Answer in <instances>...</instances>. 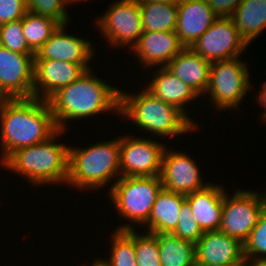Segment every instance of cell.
<instances>
[{
	"label": "cell",
	"mask_w": 266,
	"mask_h": 266,
	"mask_svg": "<svg viewBox=\"0 0 266 266\" xmlns=\"http://www.w3.org/2000/svg\"><path fill=\"white\" fill-rule=\"evenodd\" d=\"M2 164L20 148L46 141L59 129L47 100L5 99L0 105Z\"/></svg>",
	"instance_id": "obj_1"
},
{
	"label": "cell",
	"mask_w": 266,
	"mask_h": 266,
	"mask_svg": "<svg viewBox=\"0 0 266 266\" xmlns=\"http://www.w3.org/2000/svg\"><path fill=\"white\" fill-rule=\"evenodd\" d=\"M91 71L86 70L75 82L60 88L47 100L59 130L66 132V123L70 120H81L110 111L119 115L120 89Z\"/></svg>",
	"instance_id": "obj_2"
},
{
	"label": "cell",
	"mask_w": 266,
	"mask_h": 266,
	"mask_svg": "<svg viewBox=\"0 0 266 266\" xmlns=\"http://www.w3.org/2000/svg\"><path fill=\"white\" fill-rule=\"evenodd\" d=\"M64 130H58L44 142L20 148L13 152L0 166L20 174L33 185H51L67 182L69 172V147L57 144ZM55 140V141H54ZM56 142V143H55ZM45 184V185H44Z\"/></svg>",
	"instance_id": "obj_3"
},
{
	"label": "cell",
	"mask_w": 266,
	"mask_h": 266,
	"mask_svg": "<svg viewBox=\"0 0 266 266\" xmlns=\"http://www.w3.org/2000/svg\"><path fill=\"white\" fill-rule=\"evenodd\" d=\"M119 115L132 120L143 132L163 138L198 130L179 109L156 99L145 88L137 94L120 90Z\"/></svg>",
	"instance_id": "obj_4"
},
{
	"label": "cell",
	"mask_w": 266,
	"mask_h": 266,
	"mask_svg": "<svg viewBox=\"0 0 266 266\" xmlns=\"http://www.w3.org/2000/svg\"><path fill=\"white\" fill-rule=\"evenodd\" d=\"M120 174L119 137L96 142L86 148L69 147V172L66 185L81 190L105 187ZM108 182V183H107Z\"/></svg>",
	"instance_id": "obj_5"
},
{
	"label": "cell",
	"mask_w": 266,
	"mask_h": 266,
	"mask_svg": "<svg viewBox=\"0 0 266 266\" xmlns=\"http://www.w3.org/2000/svg\"><path fill=\"white\" fill-rule=\"evenodd\" d=\"M162 188L160 176L120 177L116 180L107 194L119 217L130 221L129 224L120 225L116 230H133L136 227L133 225L136 224L144 226Z\"/></svg>",
	"instance_id": "obj_6"
},
{
	"label": "cell",
	"mask_w": 266,
	"mask_h": 266,
	"mask_svg": "<svg viewBox=\"0 0 266 266\" xmlns=\"http://www.w3.org/2000/svg\"><path fill=\"white\" fill-rule=\"evenodd\" d=\"M238 58L211 62L205 96L209 94L208 101L215 104L217 111L238 108L245 95L250 93L248 63Z\"/></svg>",
	"instance_id": "obj_7"
},
{
	"label": "cell",
	"mask_w": 266,
	"mask_h": 266,
	"mask_svg": "<svg viewBox=\"0 0 266 266\" xmlns=\"http://www.w3.org/2000/svg\"><path fill=\"white\" fill-rule=\"evenodd\" d=\"M264 210V192L241 189L231 197L225 192L219 231L243 244Z\"/></svg>",
	"instance_id": "obj_8"
},
{
	"label": "cell",
	"mask_w": 266,
	"mask_h": 266,
	"mask_svg": "<svg viewBox=\"0 0 266 266\" xmlns=\"http://www.w3.org/2000/svg\"><path fill=\"white\" fill-rule=\"evenodd\" d=\"M96 21L107 43L118 48L130 46L131 51L143 34L140 6L135 0H116Z\"/></svg>",
	"instance_id": "obj_9"
},
{
	"label": "cell",
	"mask_w": 266,
	"mask_h": 266,
	"mask_svg": "<svg viewBox=\"0 0 266 266\" xmlns=\"http://www.w3.org/2000/svg\"><path fill=\"white\" fill-rule=\"evenodd\" d=\"M121 177L160 176L165 144L143 137H119Z\"/></svg>",
	"instance_id": "obj_10"
},
{
	"label": "cell",
	"mask_w": 266,
	"mask_h": 266,
	"mask_svg": "<svg viewBox=\"0 0 266 266\" xmlns=\"http://www.w3.org/2000/svg\"><path fill=\"white\" fill-rule=\"evenodd\" d=\"M248 44L242 39L231 17H218L190 48L210 62L237 58Z\"/></svg>",
	"instance_id": "obj_11"
},
{
	"label": "cell",
	"mask_w": 266,
	"mask_h": 266,
	"mask_svg": "<svg viewBox=\"0 0 266 266\" xmlns=\"http://www.w3.org/2000/svg\"><path fill=\"white\" fill-rule=\"evenodd\" d=\"M34 56L0 45V94L4 99L34 98Z\"/></svg>",
	"instance_id": "obj_12"
},
{
	"label": "cell",
	"mask_w": 266,
	"mask_h": 266,
	"mask_svg": "<svg viewBox=\"0 0 266 266\" xmlns=\"http://www.w3.org/2000/svg\"><path fill=\"white\" fill-rule=\"evenodd\" d=\"M166 148L163 154L160 173L163 189L188 195L203 189L209 184L205 183L201 178V172L193 158L185 154V152L174 151L175 149L168 150V147Z\"/></svg>",
	"instance_id": "obj_13"
},
{
	"label": "cell",
	"mask_w": 266,
	"mask_h": 266,
	"mask_svg": "<svg viewBox=\"0 0 266 266\" xmlns=\"http://www.w3.org/2000/svg\"><path fill=\"white\" fill-rule=\"evenodd\" d=\"M90 63L58 60H34V98L48 100L60 88L75 82Z\"/></svg>",
	"instance_id": "obj_14"
},
{
	"label": "cell",
	"mask_w": 266,
	"mask_h": 266,
	"mask_svg": "<svg viewBox=\"0 0 266 266\" xmlns=\"http://www.w3.org/2000/svg\"><path fill=\"white\" fill-rule=\"evenodd\" d=\"M195 253L196 266L247 263L243 244L219 230L204 232L195 243Z\"/></svg>",
	"instance_id": "obj_15"
},
{
	"label": "cell",
	"mask_w": 266,
	"mask_h": 266,
	"mask_svg": "<svg viewBox=\"0 0 266 266\" xmlns=\"http://www.w3.org/2000/svg\"><path fill=\"white\" fill-rule=\"evenodd\" d=\"M60 25L34 56V60H58L72 63H91L95 54L92 43L87 39L67 34ZM93 50V51H92ZM92 58V59H91Z\"/></svg>",
	"instance_id": "obj_16"
},
{
	"label": "cell",
	"mask_w": 266,
	"mask_h": 266,
	"mask_svg": "<svg viewBox=\"0 0 266 266\" xmlns=\"http://www.w3.org/2000/svg\"><path fill=\"white\" fill-rule=\"evenodd\" d=\"M184 46L175 31L143 32L131 52L137 56L139 66L147 68L165 67ZM141 64V65H140Z\"/></svg>",
	"instance_id": "obj_17"
},
{
	"label": "cell",
	"mask_w": 266,
	"mask_h": 266,
	"mask_svg": "<svg viewBox=\"0 0 266 266\" xmlns=\"http://www.w3.org/2000/svg\"><path fill=\"white\" fill-rule=\"evenodd\" d=\"M177 13L175 33L184 47H190L218 18L205 0H181Z\"/></svg>",
	"instance_id": "obj_18"
},
{
	"label": "cell",
	"mask_w": 266,
	"mask_h": 266,
	"mask_svg": "<svg viewBox=\"0 0 266 266\" xmlns=\"http://www.w3.org/2000/svg\"><path fill=\"white\" fill-rule=\"evenodd\" d=\"M154 78L144 87L152 96L179 109L197 128L195 121L189 117L185 106L200 96L184 81L170 73L166 67H159L153 72Z\"/></svg>",
	"instance_id": "obj_19"
},
{
	"label": "cell",
	"mask_w": 266,
	"mask_h": 266,
	"mask_svg": "<svg viewBox=\"0 0 266 266\" xmlns=\"http://www.w3.org/2000/svg\"><path fill=\"white\" fill-rule=\"evenodd\" d=\"M211 182L203 189L185 195L192 213L203 232L219 230L223 198L226 191Z\"/></svg>",
	"instance_id": "obj_20"
},
{
	"label": "cell",
	"mask_w": 266,
	"mask_h": 266,
	"mask_svg": "<svg viewBox=\"0 0 266 266\" xmlns=\"http://www.w3.org/2000/svg\"><path fill=\"white\" fill-rule=\"evenodd\" d=\"M211 62L190 47H184L165 67L189 85L199 96H204L208 85Z\"/></svg>",
	"instance_id": "obj_21"
},
{
	"label": "cell",
	"mask_w": 266,
	"mask_h": 266,
	"mask_svg": "<svg viewBox=\"0 0 266 266\" xmlns=\"http://www.w3.org/2000/svg\"><path fill=\"white\" fill-rule=\"evenodd\" d=\"M185 200V195L162 188L156 196L148 222L143 227L149 233L171 234L177 226L180 208Z\"/></svg>",
	"instance_id": "obj_22"
},
{
	"label": "cell",
	"mask_w": 266,
	"mask_h": 266,
	"mask_svg": "<svg viewBox=\"0 0 266 266\" xmlns=\"http://www.w3.org/2000/svg\"><path fill=\"white\" fill-rule=\"evenodd\" d=\"M231 18L242 39L250 45L266 29V0H242Z\"/></svg>",
	"instance_id": "obj_23"
},
{
	"label": "cell",
	"mask_w": 266,
	"mask_h": 266,
	"mask_svg": "<svg viewBox=\"0 0 266 266\" xmlns=\"http://www.w3.org/2000/svg\"><path fill=\"white\" fill-rule=\"evenodd\" d=\"M161 266H196L195 244L172 234H157Z\"/></svg>",
	"instance_id": "obj_24"
},
{
	"label": "cell",
	"mask_w": 266,
	"mask_h": 266,
	"mask_svg": "<svg viewBox=\"0 0 266 266\" xmlns=\"http://www.w3.org/2000/svg\"><path fill=\"white\" fill-rule=\"evenodd\" d=\"M143 32L175 31L177 4L146 1L139 3Z\"/></svg>",
	"instance_id": "obj_25"
},
{
	"label": "cell",
	"mask_w": 266,
	"mask_h": 266,
	"mask_svg": "<svg viewBox=\"0 0 266 266\" xmlns=\"http://www.w3.org/2000/svg\"><path fill=\"white\" fill-rule=\"evenodd\" d=\"M61 24L53 18L27 11L22 18L23 35L36 54Z\"/></svg>",
	"instance_id": "obj_26"
},
{
	"label": "cell",
	"mask_w": 266,
	"mask_h": 266,
	"mask_svg": "<svg viewBox=\"0 0 266 266\" xmlns=\"http://www.w3.org/2000/svg\"><path fill=\"white\" fill-rule=\"evenodd\" d=\"M109 258L103 261L109 266H138L134 248V229L115 230L111 238Z\"/></svg>",
	"instance_id": "obj_27"
},
{
	"label": "cell",
	"mask_w": 266,
	"mask_h": 266,
	"mask_svg": "<svg viewBox=\"0 0 266 266\" xmlns=\"http://www.w3.org/2000/svg\"><path fill=\"white\" fill-rule=\"evenodd\" d=\"M243 256L248 264L266 261V209L243 243Z\"/></svg>",
	"instance_id": "obj_28"
},
{
	"label": "cell",
	"mask_w": 266,
	"mask_h": 266,
	"mask_svg": "<svg viewBox=\"0 0 266 266\" xmlns=\"http://www.w3.org/2000/svg\"><path fill=\"white\" fill-rule=\"evenodd\" d=\"M134 248L138 266H161L157 234H139L134 229Z\"/></svg>",
	"instance_id": "obj_29"
},
{
	"label": "cell",
	"mask_w": 266,
	"mask_h": 266,
	"mask_svg": "<svg viewBox=\"0 0 266 266\" xmlns=\"http://www.w3.org/2000/svg\"><path fill=\"white\" fill-rule=\"evenodd\" d=\"M0 45L20 54H35L23 35L22 19L0 25Z\"/></svg>",
	"instance_id": "obj_30"
},
{
	"label": "cell",
	"mask_w": 266,
	"mask_h": 266,
	"mask_svg": "<svg viewBox=\"0 0 266 266\" xmlns=\"http://www.w3.org/2000/svg\"><path fill=\"white\" fill-rule=\"evenodd\" d=\"M28 11L37 15L47 16L58 21L61 25L70 22L66 9L67 0H25Z\"/></svg>",
	"instance_id": "obj_31"
},
{
	"label": "cell",
	"mask_w": 266,
	"mask_h": 266,
	"mask_svg": "<svg viewBox=\"0 0 266 266\" xmlns=\"http://www.w3.org/2000/svg\"><path fill=\"white\" fill-rule=\"evenodd\" d=\"M172 235L193 242L194 244L202 237L204 232L194 217L190 204L185 200L180 208V215Z\"/></svg>",
	"instance_id": "obj_32"
},
{
	"label": "cell",
	"mask_w": 266,
	"mask_h": 266,
	"mask_svg": "<svg viewBox=\"0 0 266 266\" xmlns=\"http://www.w3.org/2000/svg\"><path fill=\"white\" fill-rule=\"evenodd\" d=\"M27 11L25 0H0V25L22 19Z\"/></svg>",
	"instance_id": "obj_33"
},
{
	"label": "cell",
	"mask_w": 266,
	"mask_h": 266,
	"mask_svg": "<svg viewBox=\"0 0 266 266\" xmlns=\"http://www.w3.org/2000/svg\"><path fill=\"white\" fill-rule=\"evenodd\" d=\"M218 17H231L242 0H205Z\"/></svg>",
	"instance_id": "obj_34"
},
{
	"label": "cell",
	"mask_w": 266,
	"mask_h": 266,
	"mask_svg": "<svg viewBox=\"0 0 266 266\" xmlns=\"http://www.w3.org/2000/svg\"><path fill=\"white\" fill-rule=\"evenodd\" d=\"M262 91H260V95L258 96L257 100L261 106H263L264 108H266V81L263 82L262 86H261ZM264 111V112H263ZM261 113V119L264 120L263 122H266V109L263 110Z\"/></svg>",
	"instance_id": "obj_35"
},
{
	"label": "cell",
	"mask_w": 266,
	"mask_h": 266,
	"mask_svg": "<svg viewBox=\"0 0 266 266\" xmlns=\"http://www.w3.org/2000/svg\"><path fill=\"white\" fill-rule=\"evenodd\" d=\"M138 3L146 2V1H153V2H162L167 4H178L181 0H135Z\"/></svg>",
	"instance_id": "obj_36"
},
{
	"label": "cell",
	"mask_w": 266,
	"mask_h": 266,
	"mask_svg": "<svg viewBox=\"0 0 266 266\" xmlns=\"http://www.w3.org/2000/svg\"><path fill=\"white\" fill-rule=\"evenodd\" d=\"M94 262L93 263H91V266H109V265H107L104 261H103V259L101 258H95V260H93Z\"/></svg>",
	"instance_id": "obj_37"
},
{
	"label": "cell",
	"mask_w": 266,
	"mask_h": 266,
	"mask_svg": "<svg viewBox=\"0 0 266 266\" xmlns=\"http://www.w3.org/2000/svg\"><path fill=\"white\" fill-rule=\"evenodd\" d=\"M247 266H266V261L249 263Z\"/></svg>",
	"instance_id": "obj_38"
},
{
	"label": "cell",
	"mask_w": 266,
	"mask_h": 266,
	"mask_svg": "<svg viewBox=\"0 0 266 266\" xmlns=\"http://www.w3.org/2000/svg\"><path fill=\"white\" fill-rule=\"evenodd\" d=\"M247 264L248 263H232V264L219 265V266H247Z\"/></svg>",
	"instance_id": "obj_39"
},
{
	"label": "cell",
	"mask_w": 266,
	"mask_h": 266,
	"mask_svg": "<svg viewBox=\"0 0 266 266\" xmlns=\"http://www.w3.org/2000/svg\"><path fill=\"white\" fill-rule=\"evenodd\" d=\"M68 4H72V3H77V2H82V1H87V0H67Z\"/></svg>",
	"instance_id": "obj_40"
},
{
	"label": "cell",
	"mask_w": 266,
	"mask_h": 266,
	"mask_svg": "<svg viewBox=\"0 0 266 266\" xmlns=\"http://www.w3.org/2000/svg\"><path fill=\"white\" fill-rule=\"evenodd\" d=\"M4 97L0 94V105L2 104V102L4 101Z\"/></svg>",
	"instance_id": "obj_41"
},
{
	"label": "cell",
	"mask_w": 266,
	"mask_h": 266,
	"mask_svg": "<svg viewBox=\"0 0 266 266\" xmlns=\"http://www.w3.org/2000/svg\"><path fill=\"white\" fill-rule=\"evenodd\" d=\"M264 198H265V209H266V193L264 194Z\"/></svg>",
	"instance_id": "obj_42"
}]
</instances>
